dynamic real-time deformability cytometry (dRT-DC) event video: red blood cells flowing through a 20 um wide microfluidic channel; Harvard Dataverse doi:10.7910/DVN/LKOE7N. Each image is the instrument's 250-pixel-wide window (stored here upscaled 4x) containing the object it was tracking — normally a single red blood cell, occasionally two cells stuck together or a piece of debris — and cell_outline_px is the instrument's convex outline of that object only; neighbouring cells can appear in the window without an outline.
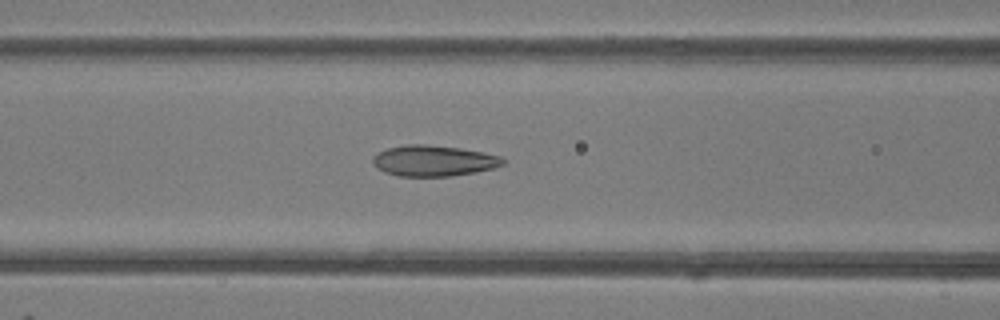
{"species": "common noctule bat (a hibernating species)", "species_latin": "Nyctalus noctula", "temperature_condition": "room temperature", "stored_images_in_passage": 50, "camera_frame_rate_fps": 3000, "um_per_image_px": 0.085, "animal": {"sex": "female"}, "frame": {"image": 1, "passage_image": 20, "time_ms": 6.333, "image_size_px": [1000, 320], "cell_outline_px": [[508, 160], [504, 164], [492, 168], [476, 172], [448, 176], [396, 176], [384, 172], [376, 168], [372, 164], [372, 156], [376, 152], [388, 148], [404, 144], [424, 144], [460, 148], [484, 152], [500, 156]], "centroid_in_image_um": [36.82, 13.66], "position_along_channel_um": 129.8, "area_um2": 23.7}}
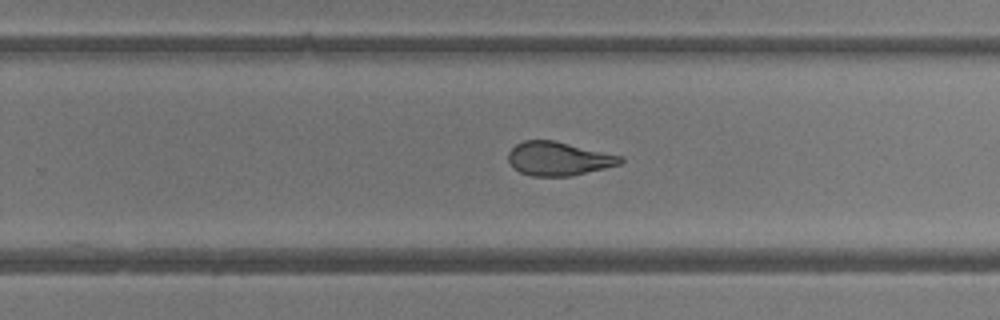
{"frame": {"image": 2, "passage_image": 31, "time_ms": 10.0, "image_size_px": [1000, 320], "cell_outline_px": [[624, 160], [620, 164], [572, 176], [532, 176], [520, 172], [512, 168], [508, 160], [508, 152], [516, 144], [524, 140], [552, 140], [624, 156]], "centroid_in_image_um": [47.46, 13.49], "position_along_channel_um": 282.3, "area_um2": 22.08}}
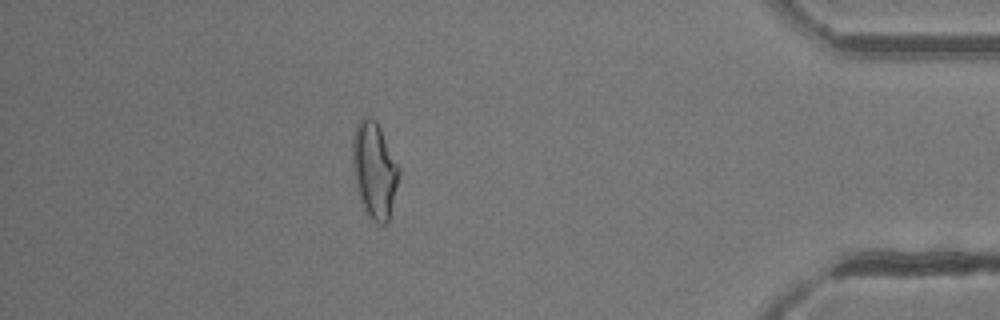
{"frame": {"image": 3, "passage_image": 43, "time_ms": 14.0, "image_size_px": [1000, 320], "cell_outline_px": [[400, 172], [388, 220], [384, 224], [380, 224], [372, 220], [368, 216], [360, 200], [356, 184], [352, 164], [352, 140], [356, 124], [360, 116], [372, 116], [376, 120], [400, 168]], "centroid_in_image_um": [31.8, 14.39], "position_along_channel_um": 403.4, "area_um2": 25.89}}